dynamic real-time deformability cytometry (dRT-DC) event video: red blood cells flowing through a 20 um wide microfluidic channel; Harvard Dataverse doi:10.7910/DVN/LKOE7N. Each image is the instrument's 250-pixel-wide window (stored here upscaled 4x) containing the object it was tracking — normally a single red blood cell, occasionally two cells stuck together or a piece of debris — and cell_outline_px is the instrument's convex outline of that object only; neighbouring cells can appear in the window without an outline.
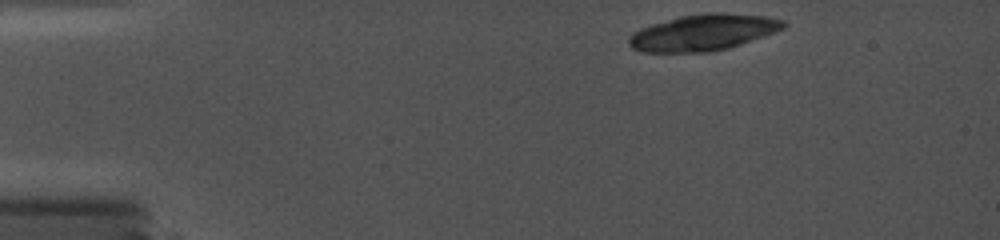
{"species": "common noctule bat (a hibernating species)", "species_latin": "Nyctalus noctula", "temperature_condition": "cold", "stored_images_in_passage": 6, "camera_frame_rate_fps": 5000, "um_per_image_px": 0.085, "animal": {"sex": "female", "body_mass_g": 19.0, "forearm_length_mm": 56.7}, "frame": {"image": 1, "passage_image": 1, "time_ms": 0.0, "image_size_px": [1000, 240], "cell_outline_px": [[788, 24], [784, 28], [740, 44], [728, 48], [708, 52], [644, 52], [632, 48], [628, 44], [628, 36], [632, 32], [640, 28], [652, 24], [680, 16], [704, 12], [724, 12], [764, 16], [784, 20]], "centroid_in_image_um": [59.74, 2.75], "position_along_channel_um": 25.3, "area_um2": 32.66}}